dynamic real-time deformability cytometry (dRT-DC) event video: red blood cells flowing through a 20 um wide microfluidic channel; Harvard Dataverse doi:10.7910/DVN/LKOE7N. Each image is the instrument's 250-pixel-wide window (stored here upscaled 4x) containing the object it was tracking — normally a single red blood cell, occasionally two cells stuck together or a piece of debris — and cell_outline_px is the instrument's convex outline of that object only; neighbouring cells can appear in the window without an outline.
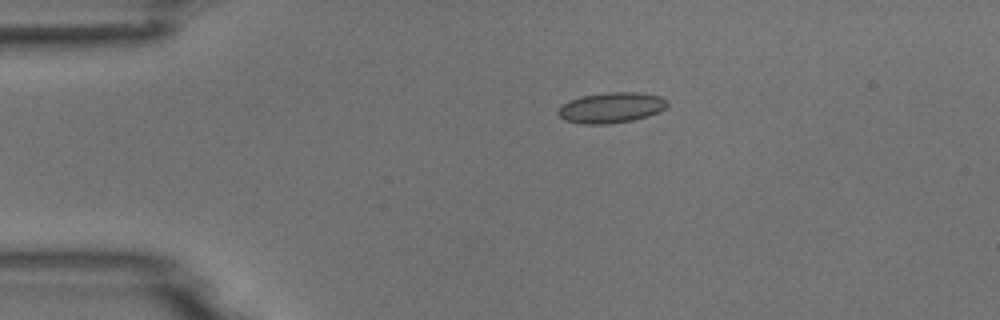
{"species": "common noctule bat (a hibernating species)", "species_latin": "Nyctalus noctula", "temperature_condition": "room temperature", "stored_images_in_passage": 3, "camera_frame_rate_fps": 3000, "um_per_image_px": 0.085, "animal": {"sex": "male", "body_mass_g": 18.8}, "frame": {"image": 1, "passage_image": 1, "time_ms": 0.0, "image_size_px": [1000, 320], "cell_outline_px": [[668, 104], [664, 108], [648, 116], [632, 120], [608, 124], [584, 124], [564, 120], [556, 112], [560, 104], [580, 96], [608, 92], [636, 92], [660, 96], [668, 100]], "centroid_in_image_um": [51.91, 9.14], "position_along_channel_um": 33.1, "area_um2": 19.48}}
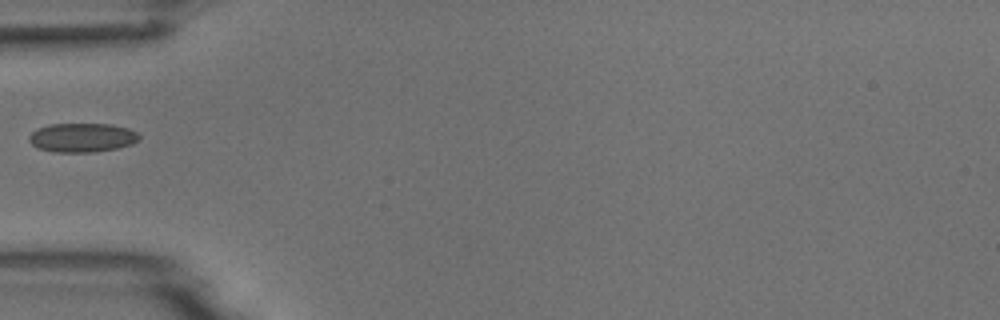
{"frame": {"image": 2, "passage_image": 3, "time_ms": 2.333, "image_size_px": [1000, 320], "cell_outline_px": [[140, 140], [132, 144], [116, 148], [96, 152], [52, 152], [36, 148], [28, 140], [28, 136], [36, 128], [48, 124], [112, 124], [128, 128], [136, 132], [140, 136]], "centroid_in_image_um": [6.96, 11.69], "position_along_channel_um": 78.0, "area_um2": 18.9}}